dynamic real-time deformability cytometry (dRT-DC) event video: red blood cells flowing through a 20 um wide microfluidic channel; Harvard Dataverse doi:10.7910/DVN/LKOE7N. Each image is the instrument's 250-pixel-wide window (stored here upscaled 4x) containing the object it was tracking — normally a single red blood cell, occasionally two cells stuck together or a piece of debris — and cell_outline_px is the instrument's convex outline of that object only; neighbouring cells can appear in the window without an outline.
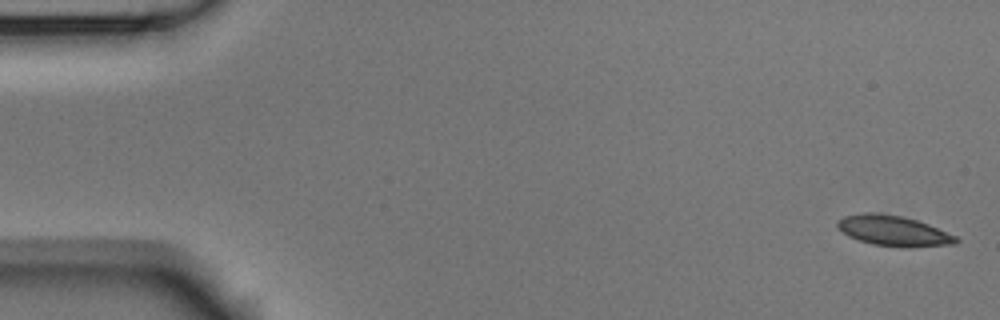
{"species": "Egyptian fruit bat (a non-hibernating species)", "species_latin": "Rousettus aegyptiacus", "temperature_condition": "room temperature", "stored_images_in_passage": 5, "camera_frame_rate_fps": 3000, "um_per_image_px": 0.085, "animal": {"sex": "male"}, "frame": {"image": 1, "passage_image": 1, "time_ms": 0.0, "image_size_px": [1000, 320], "cell_outline_px": [[960, 240], [956, 244], [912, 248], [908, 248], [872, 244], [848, 236], [836, 224], [836, 220], [844, 216], [864, 212], [872, 212], [900, 216], [916, 220], [928, 224], [956, 236]], "centroid_in_image_um": [75.97, 19.63], "position_along_channel_um": 9.0, "area_um2": 20.98}}
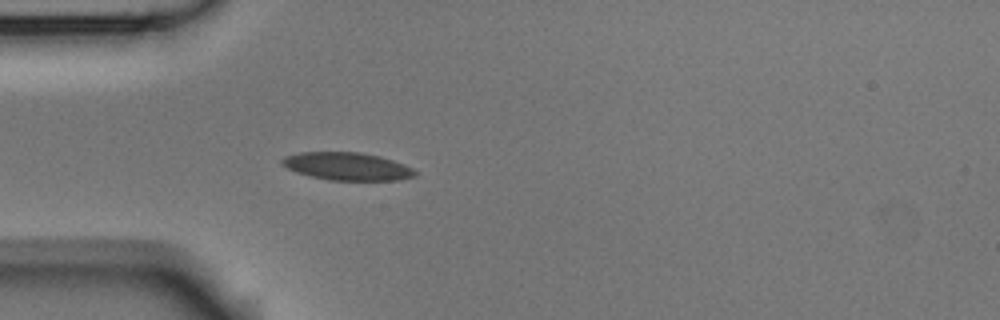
{"frame": {"image": 2, "passage_image": 5, "time_ms": 1.333, "image_size_px": [1000, 320], "cell_outline_px": [[416, 176], [396, 180], [328, 180], [296, 172], [280, 164], [280, 160], [284, 156], [300, 152], [360, 152], [380, 156], [404, 164], [412, 168], [416, 172]], "centroid_in_image_um": [29.48, 14.13], "position_along_channel_um": 55.5, "area_um2": 21.5}}